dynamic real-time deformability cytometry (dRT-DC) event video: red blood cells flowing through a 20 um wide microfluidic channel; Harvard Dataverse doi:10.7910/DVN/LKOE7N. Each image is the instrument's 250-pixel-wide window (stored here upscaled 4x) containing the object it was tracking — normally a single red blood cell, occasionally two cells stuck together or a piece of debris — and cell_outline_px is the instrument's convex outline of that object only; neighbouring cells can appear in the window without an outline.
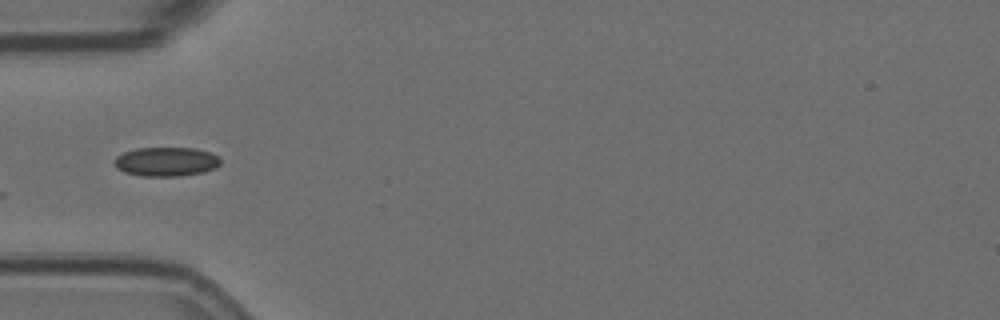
{"species": "Egyptian fruit bat (a non-hibernating species)", "species_latin": "Rousettus aegyptiacus", "temperature_condition": "room temperature", "stored_images_in_passage": 17, "camera_frame_rate_fps": 3000, "um_per_image_px": 0.085, "animal": {"sex": "female"}, "frame": {"image": 1, "passage_image": 1, "time_ms": 0.0, "image_size_px": [1000, 320], "cell_outline_px": [[220, 164], [216, 168], [204, 172], [180, 176], [140, 176], [124, 172], [116, 168], [112, 164], [112, 160], [116, 156], [124, 152], [136, 148], [196, 148], [212, 152], [220, 160]], "centroid_in_image_um": [14.09, 13.74], "position_along_channel_um": 70.9, "area_um2": 18.32}}